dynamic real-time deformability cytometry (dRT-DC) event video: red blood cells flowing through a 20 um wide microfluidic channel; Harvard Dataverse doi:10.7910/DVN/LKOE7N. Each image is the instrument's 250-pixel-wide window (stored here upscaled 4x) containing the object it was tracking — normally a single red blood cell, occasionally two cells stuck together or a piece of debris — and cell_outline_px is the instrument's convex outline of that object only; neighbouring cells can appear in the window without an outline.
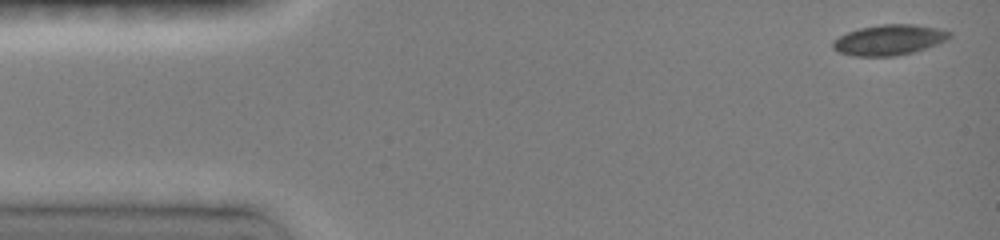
{"species": "common noctule bat (a hibernating species)", "species_latin": "Nyctalus noctula", "temperature_condition": "room temperature", "stored_images_in_passage": 20, "camera_frame_rate_fps": 3000, "um_per_image_px": 0.085, "animal": {"sex": "female", "body_mass_g": 19.0, "forearm_length_mm": 51.5}, "frame": {"image": 1, "passage_image": 1, "time_ms": 0.0, "image_size_px": [1000, 240], "cell_outline_px": [[952, 36], [936, 44], [912, 52], [892, 56], [852, 56], [836, 52], [832, 48], [832, 44], [840, 36], [848, 32], [860, 28], [880, 24], [912, 24], [936, 28], [952, 32]], "centroid_in_image_um": [75.54, 3.39], "position_along_channel_um": 9.5, "area_um2": 20.46}}
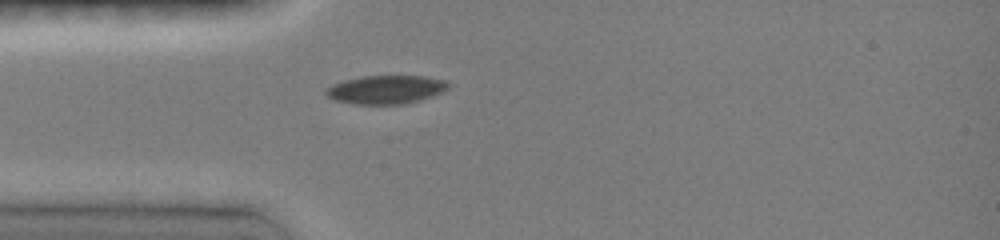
{"frame": {"image": 2, "passage_image": 10, "time_ms": 3.667, "image_size_px": [1000, 240], "cell_outline_px": [[452, 84], [448, 88], [432, 96], [420, 100], [404, 104], [352, 104], [336, 100], [328, 96], [324, 92], [324, 88], [332, 84], [344, 80], [360, 76], [424, 76], [448, 80]], "centroid_in_image_um": [32.8, 7.6], "position_along_channel_um": 52.2, "area_um2": 20.52}}
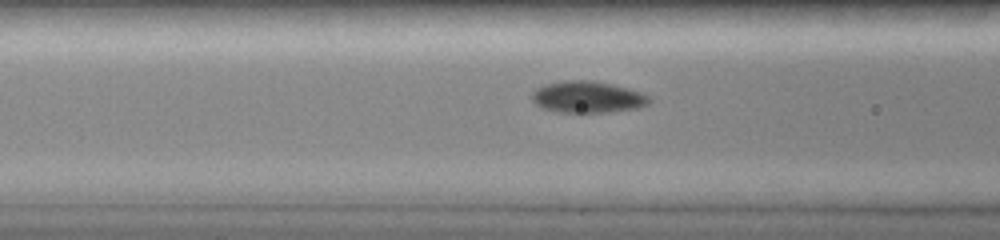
{"frame": {"image": 3, "passage_image": 14, "time_ms": 5.333, "image_size_px": [1000, 240], "cell_outline_px": [[652, 100], [648, 104], [636, 108], [608, 112], [556, 112], [544, 108], [536, 104], [532, 100], [532, 92], [536, 88], [544, 84], [560, 80], [596, 80], [628, 88], [640, 92], [648, 96]], "centroid_in_image_um": [49.92, 8.23], "position_along_channel_um": 116.7, "area_um2": 21.73}}